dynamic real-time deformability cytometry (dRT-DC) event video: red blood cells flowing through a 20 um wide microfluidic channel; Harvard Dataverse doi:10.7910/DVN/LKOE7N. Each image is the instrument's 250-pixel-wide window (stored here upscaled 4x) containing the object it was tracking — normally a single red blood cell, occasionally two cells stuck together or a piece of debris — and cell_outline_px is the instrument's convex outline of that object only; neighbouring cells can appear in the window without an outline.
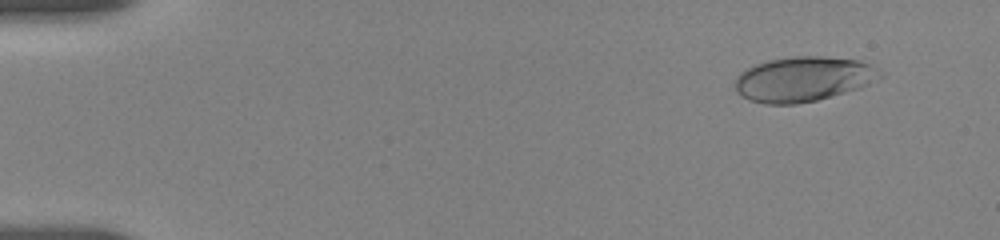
{"species": "human", "species_latin": "Homo sapiens", "temperature_condition": "room temperature", "stored_images_in_passage": 66, "camera_frame_rate_fps": 3000, "um_per_image_px": 0.085, "donor": {"sex": "female"}, "frame": {"image": 1, "passage_image": 10, "time_ms": 1.333, "image_size_px": [1000, 240], "cell_outline_px": [[884, 76], [860, 88], [816, 100], [796, 104], [764, 104], [748, 100], [740, 96], [736, 92], [736, 76], [740, 72], [756, 64], [768, 60], [792, 56], [824, 56], [860, 60], [872, 64], [884, 72]], "centroid_in_image_um": [68.31, 6.71], "position_along_channel_um": 16.7, "area_um2": 38.32}}
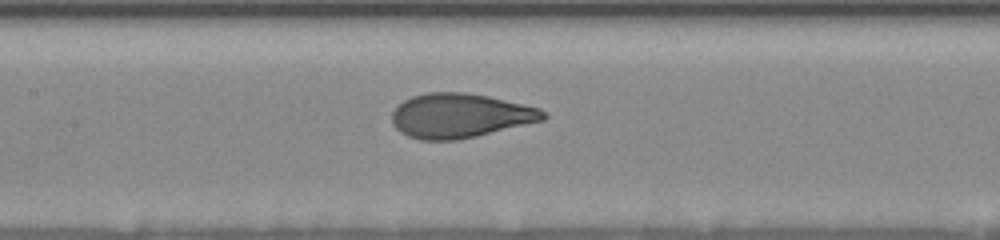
{"frame": {"image": 2, "passage_image": 47, "time_ms": 8.667, "image_size_px": [1000, 240], "cell_outline_px": [[548, 116], [544, 120], [476, 136], [456, 140], [420, 140], [408, 136], [400, 132], [392, 124], [392, 112], [404, 100], [412, 96], [428, 92], [464, 92], [488, 96], [540, 108]], "centroid_in_image_um": [39.09, 9.83], "position_along_channel_um": 168.3, "area_um2": 39.02}}
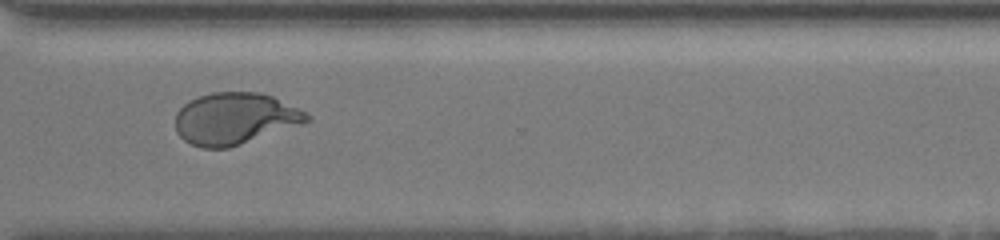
{"frame": {"image": 3, "passage_image": 65, "time_ms": 13.667, "image_size_px": [1000, 240], "cell_outline_px": [[312, 120], [228, 148], [200, 148], [184, 140], [176, 132], [176, 112], [188, 100], [212, 92], [260, 92], [272, 96], [300, 108], [312, 116]], "centroid_in_image_um": [19.96, 10.07], "position_along_channel_um": 350.6, "area_um2": 39.54}}